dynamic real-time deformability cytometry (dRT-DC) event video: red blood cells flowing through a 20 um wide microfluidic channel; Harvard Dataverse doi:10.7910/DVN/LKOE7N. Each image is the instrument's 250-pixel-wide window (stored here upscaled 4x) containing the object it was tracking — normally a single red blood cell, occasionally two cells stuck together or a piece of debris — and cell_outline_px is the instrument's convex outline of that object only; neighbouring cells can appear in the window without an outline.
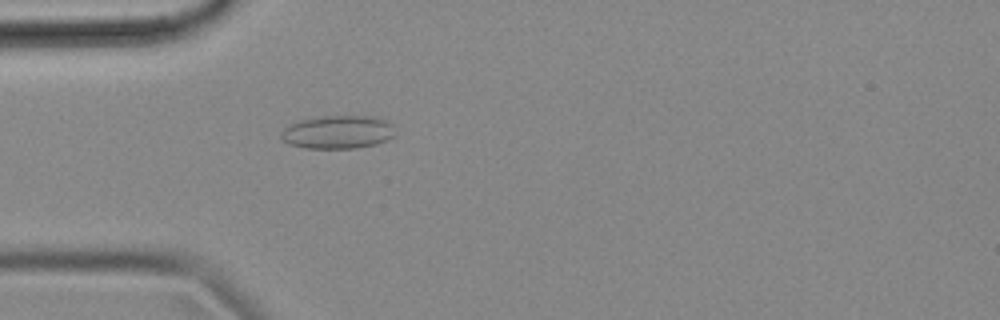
{"species": "common noctule bat (a hibernating species)", "species_latin": "Nyctalus noctula", "temperature_condition": "cold", "stored_images_in_passage": 52, "camera_frame_rate_fps": 3000, "um_per_image_px": 0.085, "animal": {"sex": "female", "body_mass_g": 18.4}, "frame": {"image": 1, "passage_image": 15, "time_ms": 4.667, "image_size_px": [1000, 320], "cell_outline_px": [[396, 132], [392, 136], [376, 144], [356, 148], [304, 148], [288, 144], [280, 136], [280, 132], [288, 124], [300, 120], [320, 116], [376, 116], [388, 120], [392, 124]], "centroid_in_image_um": [28.71, 11.21], "position_along_channel_um": 56.3, "area_um2": 22.31}}
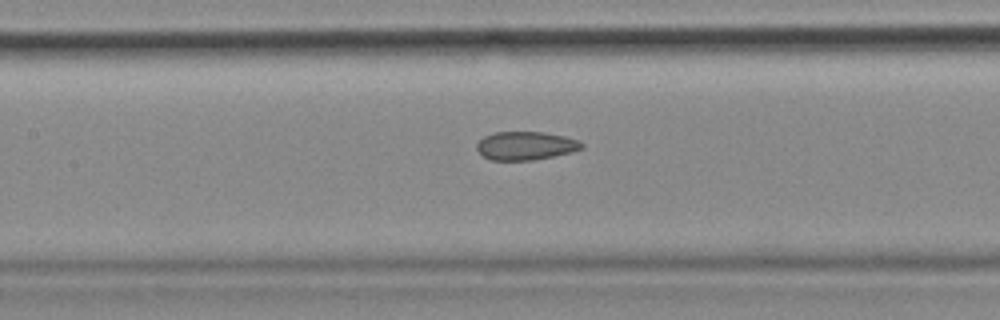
{"frame": {"image": 2, "passage_image": 24, "time_ms": 7.667, "image_size_px": [1000, 320], "cell_outline_px": [[584, 148], [572, 152], [532, 160], [492, 160], [484, 156], [476, 148], [476, 144], [484, 136], [492, 132], [544, 132], [564, 136], [580, 140], [584, 144]], "centroid_in_image_um": [44.7, 12.38], "position_along_channel_um": 162.7, "area_um2": 17.4}}
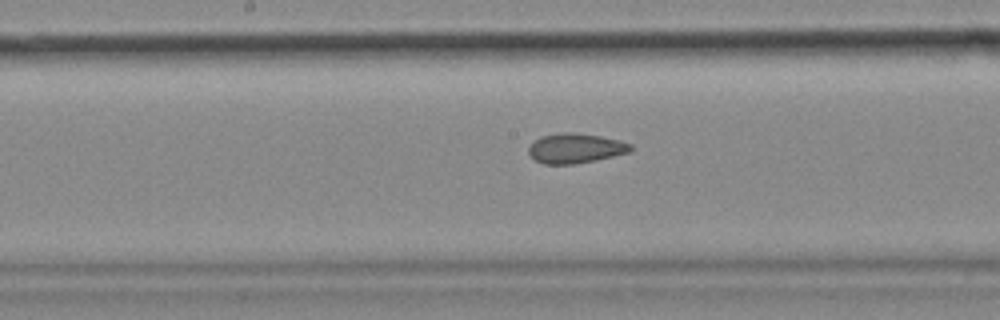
{"frame": {"image": 3, "passage_image": 27, "time_ms": 8.667, "image_size_px": [1000, 320], "cell_outline_px": [[632, 152], [596, 160], [572, 164], [544, 164], [536, 160], [528, 152], [528, 148], [540, 136], [560, 132], [576, 132], [600, 136], [620, 140], [632, 144]], "centroid_in_image_um": [48.95, 12.59], "position_along_channel_um": 199.2, "area_um2": 17.8}, "authors_computed_cell_mechanics": {"area_um2": 18.6116, "velocity_mm_per_s": 3.6719, "shape_relaxation_time_tau1_ms": null, "shape_relaxation_time_tau2_ms": 3.0644, "deformation_change_tau1": null, "deformation_change_tau2": 0.0962}}